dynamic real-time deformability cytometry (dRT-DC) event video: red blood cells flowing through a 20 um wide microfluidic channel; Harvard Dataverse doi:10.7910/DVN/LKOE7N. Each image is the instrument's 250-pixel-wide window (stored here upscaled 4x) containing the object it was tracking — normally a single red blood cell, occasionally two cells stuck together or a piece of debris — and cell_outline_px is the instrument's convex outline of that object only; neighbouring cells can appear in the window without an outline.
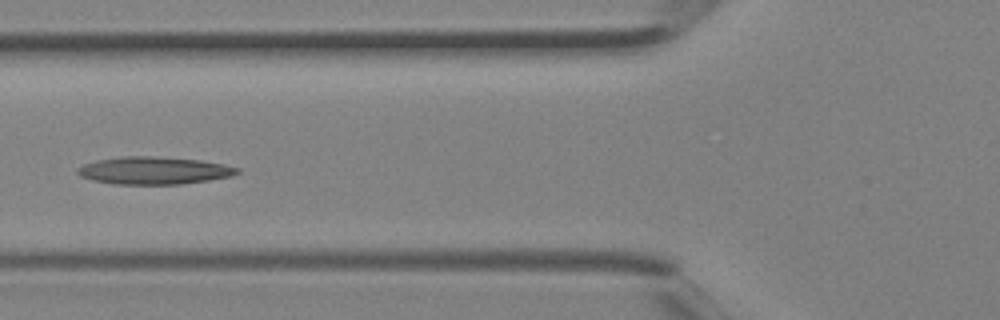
{"species": "Egyptian fruit bat (a non-hibernating species)", "species_latin": "Rousettus aegyptiacus", "temperature_condition": "room temperature", "stored_images_in_passage": 4, "camera_frame_rate_fps": 3000, "um_per_image_px": 0.085, "animal": {"sex": "female"}, "frame": {"image": 1, "passage_image": 4, "time_ms": 1.0, "image_size_px": [1000, 320], "cell_outline_px": [[240, 172], [232, 176], [208, 180], [180, 184], [112, 184], [92, 180], [80, 176], [76, 172], [76, 168], [84, 164], [96, 160], [124, 156], [152, 156], [200, 160], [224, 164], [240, 168]], "centroid_in_image_um": [13.07, 14.49], "position_along_channel_um": 112.7, "area_um2": 25.66}}